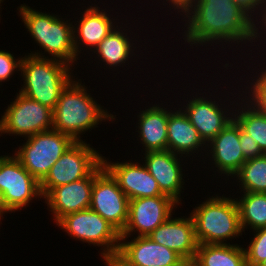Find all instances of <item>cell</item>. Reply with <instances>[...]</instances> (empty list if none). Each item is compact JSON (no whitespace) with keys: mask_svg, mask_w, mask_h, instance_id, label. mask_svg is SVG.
<instances>
[{"mask_svg":"<svg viewBox=\"0 0 266 266\" xmlns=\"http://www.w3.org/2000/svg\"><path fill=\"white\" fill-rule=\"evenodd\" d=\"M105 266H137L126 258L119 250L100 256Z\"/></svg>","mask_w":266,"mask_h":266,"instance_id":"836d02e7","label":"cell"},{"mask_svg":"<svg viewBox=\"0 0 266 266\" xmlns=\"http://www.w3.org/2000/svg\"><path fill=\"white\" fill-rule=\"evenodd\" d=\"M74 69L56 59L22 55L19 77L23 84L18 92L54 110L61 92L76 77Z\"/></svg>","mask_w":266,"mask_h":266,"instance_id":"5b68a950","label":"cell"},{"mask_svg":"<svg viewBox=\"0 0 266 266\" xmlns=\"http://www.w3.org/2000/svg\"><path fill=\"white\" fill-rule=\"evenodd\" d=\"M179 204L168 195L129 200L128 221L120 238L148 236L169 217ZM138 233V234H137Z\"/></svg>","mask_w":266,"mask_h":266,"instance_id":"9a60e30c","label":"cell"},{"mask_svg":"<svg viewBox=\"0 0 266 266\" xmlns=\"http://www.w3.org/2000/svg\"><path fill=\"white\" fill-rule=\"evenodd\" d=\"M15 98L1 114L2 135L26 138L53 127V109L16 92Z\"/></svg>","mask_w":266,"mask_h":266,"instance_id":"8fae6325","label":"cell"},{"mask_svg":"<svg viewBox=\"0 0 266 266\" xmlns=\"http://www.w3.org/2000/svg\"><path fill=\"white\" fill-rule=\"evenodd\" d=\"M189 216L169 217L148 237L180 255L183 259H194L199 243L195 236L193 218Z\"/></svg>","mask_w":266,"mask_h":266,"instance_id":"7402d4cb","label":"cell"},{"mask_svg":"<svg viewBox=\"0 0 266 266\" xmlns=\"http://www.w3.org/2000/svg\"><path fill=\"white\" fill-rule=\"evenodd\" d=\"M235 198L242 231L266 227V193L243 192Z\"/></svg>","mask_w":266,"mask_h":266,"instance_id":"4316f807","label":"cell"},{"mask_svg":"<svg viewBox=\"0 0 266 266\" xmlns=\"http://www.w3.org/2000/svg\"><path fill=\"white\" fill-rule=\"evenodd\" d=\"M21 60L22 56L17 58L10 51L0 49V87L9 81L15 72H20Z\"/></svg>","mask_w":266,"mask_h":266,"instance_id":"4dcf8cb0","label":"cell"},{"mask_svg":"<svg viewBox=\"0 0 266 266\" xmlns=\"http://www.w3.org/2000/svg\"><path fill=\"white\" fill-rule=\"evenodd\" d=\"M233 178L232 185L239 186L237 193H266V154L246 160Z\"/></svg>","mask_w":266,"mask_h":266,"instance_id":"83f0119b","label":"cell"},{"mask_svg":"<svg viewBox=\"0 0 266 266\" xmlns=\"http://www.w3.org/2000/svg\"><path fill=\"white\" fill-rule=\"evenodd\" d=\"M17 10L24 28L34 39L33 43H36L41 49L30 50L31 53L26 54L56 59L67 63L71 67L79 65L77 60L80 59L76 56L74 49L73 23L70 18L67 20L59 14L35 10L26 3L19 5Z\"/></svg>","mask_w":266,"mask_h":266,"instance_id":"3957f363","label":"cell"},{"mask_svg":"<svg viewBox=\"0 0 266 266\" xmlns=\"http://www.w3.org/2000/svg\"><path fill=\"white\" fill-rule=\"evenodd\" d=\"M0 136H1V119H0Z\"/></svg>","mask_w":266,"mask_h":266,"instance_id":"ab89813d","label":"cell"},{"mask_svg":"<svg viewBox=\"0 0 266 266\" xmlns=\"http://www.w3.org/2000/svg\"><path fill=\"white\" fill-rule=\"evenodd\" d=\"M250 18L251 16L232 0H195L191 8L181 17L179 23L184 24V30L179 32L182 37L178 38H183L185 47L191 46L189 49H193V46L195 49L203 46L209 51V49L217 50V47L219 52L221 48V51H226L230 46L228 50H232L233 56L234 52L241 49L239 51L241 53L242 50L245 51L242 48L248 46ZM211 46L213 47L207 48Z\"/></svg>","mask_w":266,"mask_h":266,"instance_id":"6da1fadb","label":"cell"},{"mask_svg":"<svg viewBox=\"0 0 266 266\" xmlns=\"http://www.w3.org/2000/svg\"><path fill=\"white\" fill-rule=\"evenodd\" d=\"M57 225L73 240L101 247L100 256L119 250L120 232L90 208L62 217Z\"/></svg>","mask_w":266,"mask_h":266,"instance_id":"30bf717a","label":"cell"},{"mask_svg":"<svg viewBox=\"0 0 266 266\" xmlns=\"http://www.w3.org/2000/svg\"><path fill=\"white\" fill-rule=\"evenodd\" d=\"M177 107L169 113L167 123V150L188 160H192L189 162L190 164L193 163V160H198L201 163L204 160V154H206L207 144L202 140L197 129L192 125L180 106ZM196 157H199L200 160L196 159Z\"/></svg>","mask_w":266,"mask_h":266,"instance_id":"ffe728a7","label":"cell"},{"mask_svg":"<svg viewBox=\"0 0 266 266\" xmlns=\"http://www.w3.org/2000/svg\"><path fill=\"white\" fill-rule=\"evenodd\" d=\"M123 16L125 17V20L126 21L122 20L121 21V24L119 23L114 28V30H112V32L108 36H106L101 41V43H99L96 46V48L92 51V53H89V55H88V56H90V59L89 60H92L93 59V56H94V58H95L94 61H96L95 65L98 63L97 66H96V68L98 67L99 64L102 65V66L104 65L103 67L100 66V68L101 69L104 68L105 70L108 69V72H110V69H111V71H113V72L114 71L115 72L117 71V73L119 74L121 71H118V70L121 67L122 68H124V67L128 68V66L130 65L129 63H131L133 60H135L136 63H138L137 60H139L140 58L141 59L142 58H145V60L146 59L149 60L147 58V56L146 57L145 56L143 57V55H145V54L142 52L143 50H140V47L141 46L142 47L143 46H146L145 43H144V45H140V46L138 45L139 42L140 43L143 42L142 41V37L139 36V34L137 33V30H139V29H135L136 30V33H135V30L134 29L131 30L132 24L130 26H128L130 24L129 23L130 20L126 19V18H128L126 15H123ZM123 21L125 23L126 22L127 23L125 24ZM132 31H134V33ZM139 37H141V38H139ZM137 49H138V51H137ZM139 52H141V53L140 54H137ZM139 55H141V56H139Z\"/></svg>","mask_w":266,"mask_h":266,"instance_id":"7c38bea8","label":"cell"},{"mask_svg":"<svg viewBox=\"0 0 266 266\" xmlns=\"http://www.w3.org/2000/svg\"><path fill=\"white\" fill-rule=\"evenodd\" d=\"M239 139L243 156L246 160L262 156L264 153L259 148L256 140L251 135L244 132L239 126Z\"/></svg>","mask_w":266,"mask_h":266,"instance_id":"1f68e13d","label":"cell"},{"mask_svg":"<svg viewBox=\"0 0 266 266\" xmlns=\"http://www.w3.org/2000/svg\"><path fill=\"white\" fill-rule=\"evenodd\" d=\"M208 82L209 83H207L206 85L209 86V84H211L210 86L212 88L213 87L212 84H214L215 85L214 88L216 87V91L214 88L211 89L210 87L206 89L207 87L206 85L204 86L205 89H203V86L201 87L202 89L196 88V91L198 90L197 92H195V88L193 90V88L191 87L190 88L192 89L191 92L189 93L187 91V95H186L187 97L183 95L182 97L183 102L180 100L179 103L181 104L179 103L176 104L177 106H181L180 108L187 115L190 122L197 129V132L199 133L200 137L206 144H208L215 136H217L227 126V124L231 120H233V113H234L235 105L238 99L242 96L239 85L237 86L238 90L236 89V86L234 89V85H232L231 87L230 86L227 87L229 89L232 88L233 92H230V90L226 91L227 89L224 86L225 89H224V92L222 93L221 91L218 92V89H221V88H218V86L219 85L221 86L222 83H219L218 85H216L218 82L210 83V80ZM203 90L205 91L208 90V91L203 92ZM211 90L212 92H210ZM234 90H237L238 93L237 91L235 92ZM220 92H221V96H220ZM207 93H209L210 95ZM226 93L228 96L226 95ZM229 95H231L232 97H230ZM237 95L238 97H236Z\"/></svg>","mask_w":266,"mask_h":266,"instance_id":"277c9868","label":"cell"},{"mask_svg":"<svg viewBox=\"0 0 266 266\" xmlns=\"http://www.w3.org/2000/svg\"><path fill=\"white\" fill-rule=\"evenodd\" d=\"M3 1H5V0H0V9H2L1 8L2 7L1 3H3ZM0 13H1V11H0ZM0 16H1V14H0ZM0 19H1V17H0Z\"/></svg>","mask_w":266,"mask_h":266,"instance_id":"f35d334b","label":"cell"},{"mask_svg":"<svg viewBox=\"0 0 266 266\" xmlns=\"http://www.w3.org/2000/svg\"><path fill=\"white\" fill-rule=\"evenodd\" d=\"M119 251L137 266H176L183 258L175 251L153 242L148 236L120 238Z\"/></svg>","mask_w":266,"mask_h":266,"instance_id":"603a6c76","label":"cell"},{"mask_svg":"<svg viewBox=\"0 0 266 266\" xmlns=\"http://www.w3.org/2000/svg\"><path fill=\"white\" fill-rule=\"evenodd\" d=\"M253 232L255 234L250 238L247 247H244L246 266H257L266 259V227Z\"/></svg>","mask_w":266,"mask_h":266,"instance_id":"f546056e","label":"cell"},{"mask_svg":"<svg viewBox=\"0 0 266 266\" xmlns=\"http://www.w3.org/2000/svg\"><path fill=\"white\" fill-rule=\"evenodd\" d=\"M143 155L141 161L157 181L160 191L178 204H182L184 197H181V193L183 194L182 190H185L183 185H185L184 178L187 176L183 167H186L184 164H189L186 162L188 160L168 150L149 151Z\"/></svg>","mask_w":266,"mask_h":266,"instance_id":"e0dca14e","label":"cell"},{"mask_svg":"<svg viewBox=\"0 0 266 266\" xmlns=\"http://www.w3.org/2000/svg\"><path fill=\"white\" fill-rule=\"evenodd\" d=\"M250 19H251L250 20V35H249V42H248V47H250V48H248V50H246V51L249 52V50H250L251 53L249 52L247 54L246 52L245 53L242 52L241 53L242 55L241 54L239 55V56H242L241 60L244 61V66H246L245 63H247V61L244 60V59H246L245 57H247L249 59L255 58L254 56H251L253 53L251 50V46L252 47L256 46L255 48L259 52V53L258 52H256V53L259 55L260 59L262 58V55H263V57L266 58V54H265L266 53L265 52L266 51V49H265L266 48L265 47L266 46L265 45V43H266V35H265L266 34V1L256 8L255 12L251 15ZM262 39H264V40H262ZM253 42H254V44H253ZM256 42H258L260 44L257 43V45H256ZM262 46L264 47V49L262 50L264 53L261 54L262 51H260L259 48L262 49L261 48ZM243 54H245L246 56L244 57Z\"/></svg>","mask_w":266,"mask_h":266,"instance_id":"f1b7e54d","label":"cell"},{"mask_svg":"<svg viewBox=\"0 0 266 266\" xmlns=\"http://www.w3.org/2000/svg\"><path fill=\"white\" fill-rule=\"evenodd\" d=\"M154 1H156V0H153L152 4H153ZM159 1H161L163 3V6L167 5V7L169 8V9L166 8L167 9L166 12L170 11L171 13H168L166 15H170V14L173 13V11H175V12H177V13H175L176 14V18H179V17H182L191 8V6L193 5L195 0H163V1L162 0H158L157 3ZM171 10H173V11H171ZM177 14L180 15V16L177 17L178 16Z\"/></svg>","mask_w":266,"mask_h":266,"instance_id":"d6a6232c","label":"cell"},{"mask_svg":"<svg viewBox=\"0 0 266 266\" xmlns=\"http://www.w3.org/2000/svg\"><path fill=\"white\" fill-rule=\"evenodd\" d=\"M233 119L257 141L259 148L266 154V113L255 109L241 96L235 105Z\"/></svg>","mask_w":266,"mask_h":266,"instance_id":"484cf974","label":"cell"},{"mask_svg":"<svg viewBox=\"0 0 266 266\" xmlns=\"http://www.w3.org/2000/svg\"><path fill=\"white\" fill-rule=\"evenodd\" d=\"M98 151L86 141L74 142L40 182L42 197L55 187L88 177L102 163Z\"/></svg>","mask_w":266,"mask_h":266,"instance_id":"9c48e42d","label":"cell"},{"mask_svg":"<svg viewBox=\"0 0 266 266\" xmlns=\"http://www.w3.org/2000/svg\"><path fill=\"white\" fill-rule=\"evenodd\" d=\"M3 214H4V216H5V212L3 211V209H2V207L0 206V224L2 225V220H3ZM1 229V228H0Z\"/></svg>","mask_w":266,"mask_h":266,"instance_id":"8d00e7d4","label":"cell"},{"mask_svg":"<svg viewBox=\"0 0 266 266\" xmlns=\"http://www.w3.org/2000/svg\"><path fill=\"white\" fill-rule=\"evenodd\" d=\"M245 161L240 146L239 125L233 119L207 144L206 154L201 166L208 162L211 167L208 166L207 169L210 168L209 171L213 170L215 174V176L212 174L213 177L216 178L217 172L220 173L217 178L224 176V180L230 181L239 172Z\"/></svg>","mask_w":266,"mask_h":266,"instance_id":"2e32d148","label":"cell"},{"mask_svg":"<svg viewBox=\"0 0 266 266\" xmlns=\"http://www.w3.org/2000/svg\"><path fill=\"white\" fill-rule=\"evenodd\" d=\"M176 266H200L199 263L195 259H183Z\"/></svg>","mask_w":266,"mask_h":266,"instance_id":"d590c367","label":"cell"},{"mask_svg":"<svg viewBox=\"0 0 266 266\" xmlns=\"http://www.w3.org/2000/svg\"><path fill=\"white\" fill-rule=\"evenodd\" d=\"M250 16L255 12L256 8L263 4L266 0H232Z\"/></svg>","mask_w":266,"mask_h":266,"instance_id":"e575fe53","label":"cell"},{"mask_svg":"<svg viewBox=\"0 0 266 266\" xmlns=\"http://www.w3.org/2000/svg\"><path fill=\"white\" fill-rule=\"evenodd\" d=\"M16 147L14 156L23 167L40 183L50 168L75 142L69 135L51 129L24 138Z\"/></svg>","mask_w":266,"mask_h":266,"instance_id":"52a82bcc","label":"cell"},{"mask_svg":"<svg viewBox=\"0 0 266 266\" xmlns=\"http://www.w3.org/2000/svg\"><path fill=\"white\" fill-rule=\"evenodd\" d=\"M257 266H266V259L261 261Z\"/></svg>","mask_w":266,"mask_h":266,"instance_id":"74e56055","label":"cell"},{"mask_svg":"<svg viewBox=\"0 0 266 266\" xmlns=\"http://www.w3.org/2000/svg\"><path fill=\"white\" fill-rule=\"evenodd\" d=\"M102 163L129 200L165 195L141 160L133 162L129 159L114 163L108 157L102 156Z\"/></svg>","mask_w":266,"mask_h":266,"instance_id":"ac0fdd59","label":"cell"},{"mask_svg":"<svg viewBox=\"0 0 266 266\" xmlns=\"http://www.w3.org/2000/svg\"><path fill=\"white\" fill-rule=\"evenodd\" d=\"M74 77L60 94L53 110V127L63 134L69 135L75 142L86 141L81 135L101 125L110 124L116 119L115 112L109 113L107 108L99 104L89 93L91 89L82 83V79Z\"/></svg>","mask_w":266,"mask_h":266,"instance_id":"7a4b0ae2","label":"cell"},{"mask_svg":"<svg viewBox=\"0 0 266 266\" xmlns=\"http://www.w3.org/2000/svg\"><path fill=\"white\" fill-rule=\"evenodd\" d=\"M90 3L91 4L88 5L89 7L83 6L85 7L83 12L80 10V19L75 18V20L72 21V23H74L73 44L76 56L79 59L82 57V55L80 56L81 53L84 54V57L86 54L89 55V53L92 52L119 23H121L119 21L125 19L123 16L121 19H118L121 15H117L115 17V15L110 14L111 11L113 12L115 9L112 8L110 10L107 6H105V2L103 4L105 9L99 7V4L101 3L100 1L97 5L92 2ZM76 19L78 20L76 21ZM84 51H87L86 54Z\"/></svg>","mask_w":266,"mask_h":266,"instance_id":"5bb4252c","label":"cell"},{"mask_svg":"<svg viewBox=\"0 0 266 266\" xmlns=\"http://www.w3.org/2000/svg\"><path fill=\"white\" fill-rule=\"evenodd\" d=\"M94 171L86 178L53 188L43 199L57 223L62 217L89 209Z\"/></svg>","mask_w":266,"mask_h":266,"instance_id":"44dd1931","label":"cell"},{"mask_svg":"<svg viewBox=\"0 0 266 266\" xmlns=\"http://www.w3.org/2000/svg\"><path fill=\"white\" fill-rule=\"evenodd\" d=\"M89 208L107 220L120 233L128 221L129 199L117 181L101 163L94 170V183Z\"/></svg>","mask_w":266,"mask_h":266,"instance_id":"4fadbf2b","label":"cell"},{"mask_svg":"<svg viewBox=\"0 0 266 266\" xmlns=\"http://www.w3.org/2000/svg\"><path fill=\"white\" fill-rule=\"evenodd\" d=\"M200 266H246L244 245L199 244L194 258Z\"/></svg>","mask_w":266,"mask_h":266,"instance_id":"cb8c5ba5","label":"cell"},{"mask_svg":"<svg viewBox=\"0 0 266 266\" xmlns=\"http://www.w3.org/2000/svg\"><path fill=\"white\" fill-rule=\"evenodd\" d=\"M227 196H208L190 212L199 244H230L243 234L235 195Z\"/></svg>","mask_w":266,"mask_h":266,"instance_id":"8992f818","label":"cell"},{"mask_svg":"<svg viewBox=\"0 0 266 266\" xmlns=\"http://www.w3.org/2000/svg\"><path fill=\"white\" fill-rule=\"evenodd\" d=\"M164 102V103H162ZM151 103L144 107L143 110L140 108V112H137V122H136V133L137 143L142 144L141 155L149 151H164L167 150V123L169 118V113L176 106L171 102V105H166L165 101ZM164 104V106H163ZM152 105V106H151ZM166 106V107H165ZM169 106V107H168ZM172 106V107H171ZM148 107V108H147ZM171 107V108H170ZM142 110V111H141ZM138 129V130H137ZM139 139V140H138Z\"/></svg>","mask_w":266,"mask_h":266,"instance_id":"d6986e66","label":"cell"},{"mask_svg":"<svg viewBox=\"0 0 266 266\" xmlns=\"http://www.w3.org/2000/svg\"><path fill=\"white\" fill-rule=\"evenodd\" d=\"M40 183L13 155L0 156V206L6 214L21 211L33 200L42 201ZM40 199V200H39Z\"/></svg>","mask_w":266,"mask_h":266,"instance_id":"ba28073f","label":"cell"},{"mask_svg":"<svg viewBox=\"0 0 266 266\" xmlns=\"http://www.w3.org/2000/svg\"><path fill=\"white\" fill-rule=\"evenodd\" d=\"M262 58H263V60H259V57H258V60L257 59L255 60L252 58L248 59L249 63H247V64L252 63L251 64L252 67H251V65H247L248 66L247 70L251 69V71L250 70L249 71L244 70L243 72H245L246 74L248 72H250V73H253V75L248 73L247 75L244 74V76H243V74H242L240 77H237V79L239 78L240 80H238L235 84H238L239 82L240 83L245 82V80H246V82L244 83L246 85H244L243 83H241V85H240V83H239L240 89H242L241 90L242 97L250 105H252L255 109H257L260 112L266 113V60H265L266 58L265 57H262ZM250 60H251V62H250ZM252 60H254L255 62ZM259 61H261L262 63L261 62L259 63ZM256 62H257V64H255ZM253 65H255L254 68H253ZM257 66L259 67V69ZM251 76H253V77H251ZM242 77L243 78L245 77L246 79H244V81H243ZM242 87H244L245 89Z\"/></svg>","mask_w":266,"mask_h":266,"instance_id":"d4e9b609","label":"cell"}]
</instances>
